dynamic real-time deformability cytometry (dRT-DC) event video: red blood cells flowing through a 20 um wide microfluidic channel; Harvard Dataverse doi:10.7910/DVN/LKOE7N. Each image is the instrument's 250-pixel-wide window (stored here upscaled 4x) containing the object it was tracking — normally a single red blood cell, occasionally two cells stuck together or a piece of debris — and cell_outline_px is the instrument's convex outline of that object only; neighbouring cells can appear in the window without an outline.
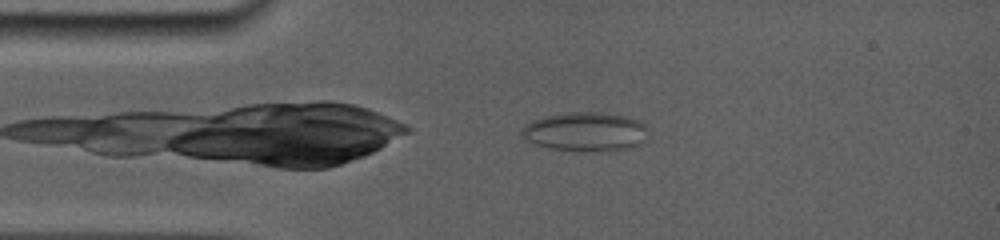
{"species": "common noctule bat (a hibernating species)", "species_latin": "Nyctalus noctula", "temperature_condition": "room temperature", "stored_images_in_passage": 6, "camera_frame_rate_fps": 5000, "um_per_image_px": 0.085, "animal": {"sex": "female", "body_mass_g": 19.0, "forearm_length_mm": 56.7}, "frame": {"image": 1, "passage_image": 2, "time_ms": 0.4, "image_size_px": [1000, 240], "cell_outline_px": [[648, 128], [644, 140], [640, 144], [628, 148], [600, 152], [584, 152], [548, 148], [532, 144], [524, 140], [520, 132], [524, 124], [532, 120], [544, 116], [568, 112], [596, 112], [624, 116], [640, 120]], "centroid_in_image_um": [49.71, 11.21], "position_along_channel_um": 35.3, "area_um2": 29.3}}